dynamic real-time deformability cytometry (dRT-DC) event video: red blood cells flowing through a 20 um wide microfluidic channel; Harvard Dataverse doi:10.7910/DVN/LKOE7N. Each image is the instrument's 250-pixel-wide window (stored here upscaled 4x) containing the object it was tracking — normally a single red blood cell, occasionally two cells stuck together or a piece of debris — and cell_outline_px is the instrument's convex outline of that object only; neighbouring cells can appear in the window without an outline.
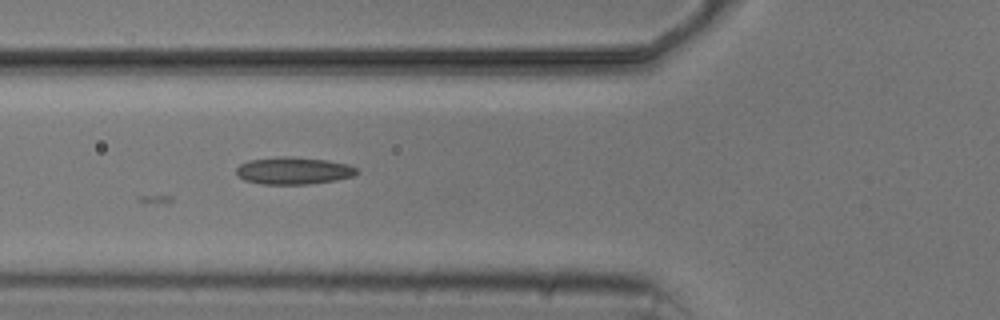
{"species": "common noctule bat (a hibernating species)", "species_latin": "Nyctalus noctula", "temperature_condition": "cold", "stored_images_in_passage": 7, "camera_frame_rate_fps": 3000, "um_per_image_px": 0.085, "animal": {"sex": "male", "body_mass_g": 20.5, "forearm_length_mm": 52.5}, "frame": {"image": 1, "passage_image": 6, "time_ms": 5.667, "image_size_px": [1000, 320], "cell_outline_px": [[360, 172], [356, 176], [336, 180], [308, 184], [260, 184], [244, 180], [236, 172], [236, 168], [240, 164], [248, 160], [280, 156], [292, 156], [328, 160], [348, 164], [356, 168]], "centroid_in_image_um": [24.98, 14.5], "position_along_channel_um": 100.8, "area_um2": 19.36}}
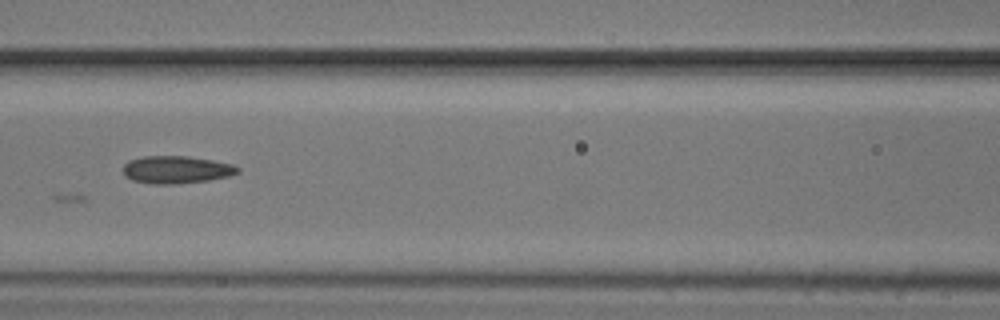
{"frame": {"image": 2, "passage_image": 7, "time_ms": 7.0, "image_size_px": [1000, 320], "cell_outline_px": [[240, 172], [228, 176], [208, 180], [176, 184], [152, 184], [132, 180], [124, 176], [124, 164], [128, 160], [144, 156], [188, 156], [212, 160], [232, 164], [240, 168]], "centroid_in_image_um": [14.98, 14.42], "position_along_channel_um": 151.6, "area_um2": 18.44}}